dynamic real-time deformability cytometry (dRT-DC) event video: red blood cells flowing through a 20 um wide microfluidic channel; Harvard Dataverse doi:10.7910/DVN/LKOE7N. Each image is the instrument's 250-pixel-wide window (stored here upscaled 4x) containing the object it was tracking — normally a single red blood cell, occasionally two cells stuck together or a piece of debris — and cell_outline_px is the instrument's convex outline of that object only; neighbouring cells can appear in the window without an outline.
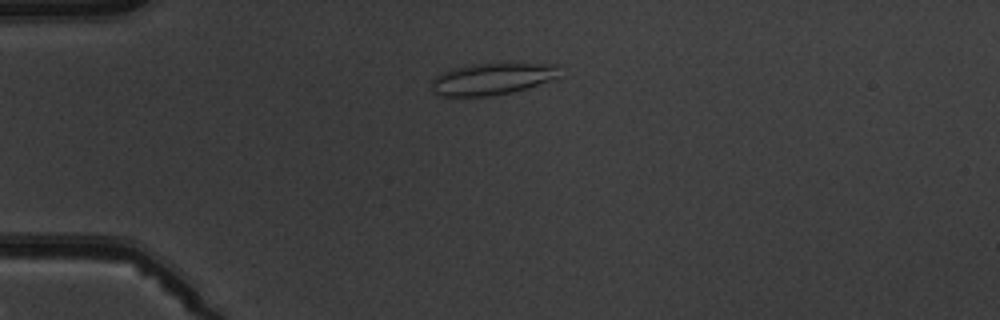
{"species": "common noctule bat (a hibernating species)", "species_latin": "Nyctalus noctula", "temperature_condition": "warm", "stored_images_in_passage": 2, "camera_frame_rate_fps": 3000, "um_per_image_px": 0.085, "animal": {"sex": "male", "body_mass_g": 19.5, "forearm_length_mm": 54.6}, "frame": {"image": 1, "passage_image": 1, "time_ms": 0.0, "image_size_px": [1000, 320], "cell_outline_px": [[560, 76], [556, 80], [528, 88], [512, 92], [488, 96], [436, 96], [428, 88], [432, 80], [436, 76], [452, 68], [472, 64], [508, 60], [560, 64]], "centroid_in_image_um": [41.93, 6.65], "position_along_channel_um": 43.1, "area_um2": 25.37}}